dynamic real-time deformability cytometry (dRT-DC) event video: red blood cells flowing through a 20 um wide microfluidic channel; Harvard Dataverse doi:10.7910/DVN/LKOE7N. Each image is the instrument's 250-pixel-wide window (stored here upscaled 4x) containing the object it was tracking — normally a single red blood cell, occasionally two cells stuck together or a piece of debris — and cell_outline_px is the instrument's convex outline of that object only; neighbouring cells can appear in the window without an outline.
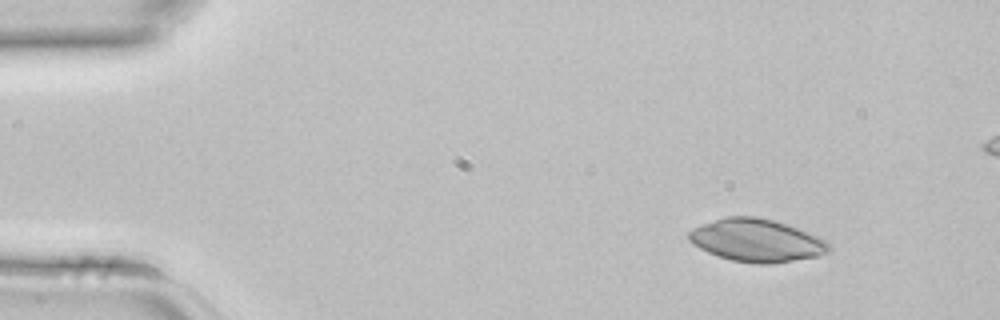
{"species": "common noctule bat (a hibernating species)", "species_latin": "Nyctalus noctula", "temperature_condition": "room temperature", "stored_images_in_passage": 3, "segment_of_instrument_passage": [1, 2], "camera_frame_rate_fps": 3000, "um_per_image_px": 0.085, "animal": {"sex": "female", "body_mass_g": 22.7, "forearm_length_mm": 54.2}, "frame": {"image": 1, "passage_image": 1, "time_ms": 0.0, "image_size_px": [1000, 320], "cell_outline_px": [[832, 248], [828, 252], [820, 256], [772, 264], [756, 264], [732, 260], [716, 256], [692, 244], [688, 240], [688, 232], [692, 228], [724, 216], [756, 216], [776, 220], [788, 224], [808, 232], [824, 240]], "centroid_in_image_um": [64.3, 20.43], "position_along_channel_um": 20.7, "area_um2": 35.2}}